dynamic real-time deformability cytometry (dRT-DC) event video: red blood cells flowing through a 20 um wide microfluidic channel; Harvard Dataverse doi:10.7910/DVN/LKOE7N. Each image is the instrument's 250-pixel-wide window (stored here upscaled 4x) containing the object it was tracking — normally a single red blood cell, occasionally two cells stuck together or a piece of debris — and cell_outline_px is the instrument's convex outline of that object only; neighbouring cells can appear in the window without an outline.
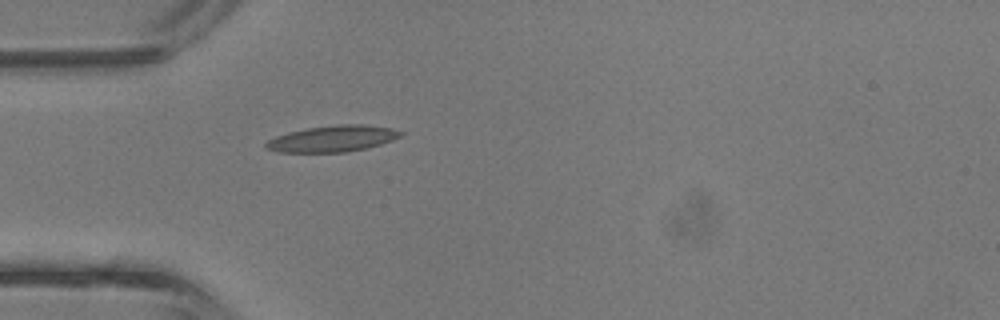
{"species": "common noctule bat (a hibernating species)", "species_latin": "Nyctalus noctula", "temperature_condition": "room temperature", "stored_images_in_passage": 31, "camera_frame_rate_fps": 3000, "um_per_image_px": 0.085, "animal": {"sex": "male", "body_mass_g": 13.3}, "frame": {"image": 1, "passage_image": 1, "time_ms": 0.0, "image_size_px": [1000, 320], "cell_outline_px": [[404, 132], [400, 136], [392, 140], [380, 144], [348, 152], [280, 152], [264, 148], [264, 144], [268, 140], [276, 136], [288, 132], [308, 128], [336, 124], [364, 124], [392, 128]], "centroid_in_image_um": [28.26, 11.78], "position_along_channel_um": 56.7, "area_um2": 20.58}}
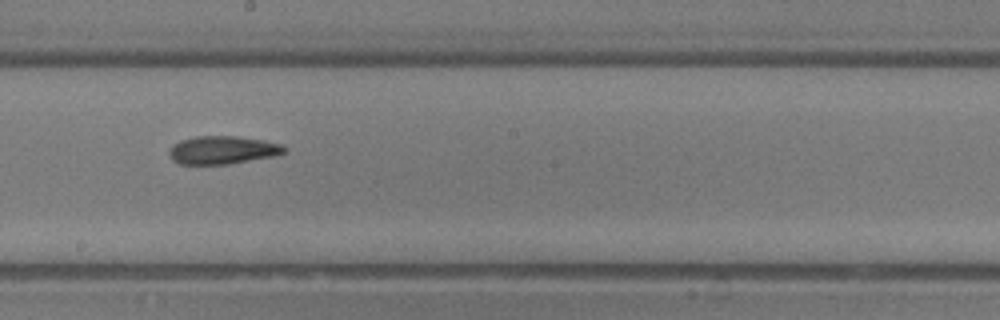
{"frame": {"image": 2, "passage_image": 12, "time_ms": 3.667, "image_size_px": [1000, 320], "cell_outline_px": [[288, 148], [284, 152], [276, 156], [228, 164], [180, 164], [172, 160], [168, 152], [180, 140], [196, 136], [236, 136], [264, 140], [280, 144]], "centroid_in_image_um": [18.95, 12.75], "position_along_channel_um": 229.3, "area_um2": 18.79}}
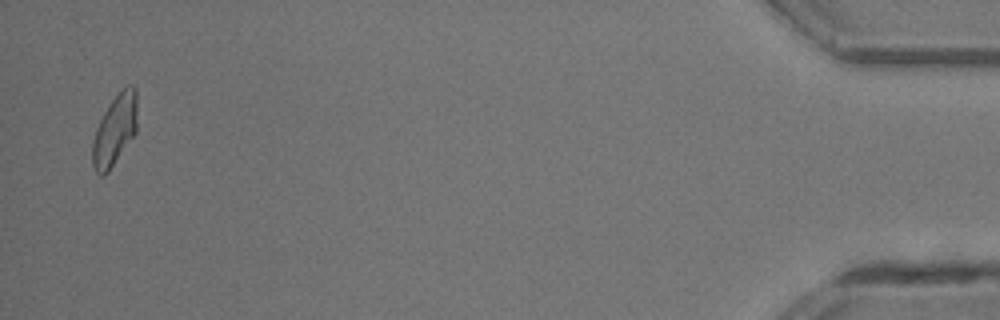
{"frame": {"image": 3, "passage_image": 30, "time_ms": 9.667, "image_size_px": [1000, 320], "cell_outline_px": [[136, 132], [108, 172], [104, 176], [100, 176], [96, 172], [92, 164], [92, 140], [96, 128], [104, 112], [112, 100], [128, 84], [132, 84], [136, 88]], "centroid_in_image_um": [9.74, 11.08], "position_along_channel_um": 425.5, "area_um2": 18.26}, "authors_computed_cell_mechanics": {"area_um2": 18.4382, "velocity_mm_per_s": 4.8222, "shape_relaxation_time_tau1_ms": 6.0169, "shape_relaxation_time_tau2_ms": 3.4755, "deformation_change_tau1": 0.1797, "deformation_change_tau2": 0.1119}}